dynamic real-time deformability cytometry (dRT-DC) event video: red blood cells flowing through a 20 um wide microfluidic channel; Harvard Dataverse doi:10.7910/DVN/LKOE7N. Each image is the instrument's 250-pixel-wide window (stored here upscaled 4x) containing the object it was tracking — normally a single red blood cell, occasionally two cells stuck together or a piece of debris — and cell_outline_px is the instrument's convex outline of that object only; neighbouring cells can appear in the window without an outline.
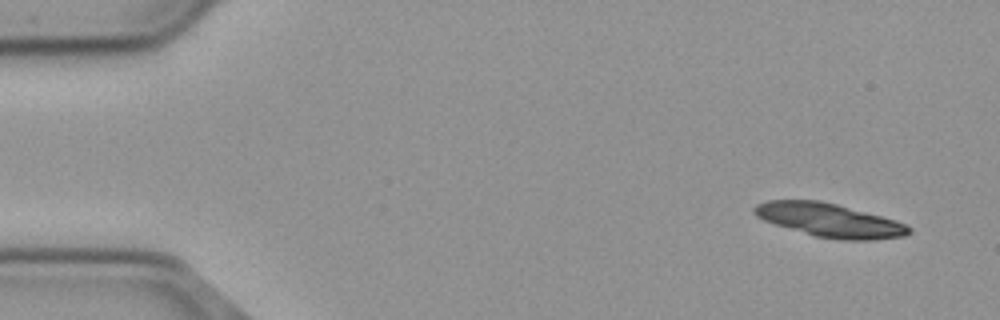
{"species": "common noctule bat (a hibernating species)", "species_latin": "Nyctalus noctula", "temperature_condition": "cold", "stored_images_in_passage": 53, "camera_frame_rate_fps": 3000, "um_per_image_px": 0.085, "animal": {"sex": "male", "body_mass_g": 23.1, "forearm_length_mm": 52.7}, "frame": {"image": 1, "passage_image": 1, "time_ms": 0.0, "image_size_px": [1000, 320], "cell_outline_px": [[912, 232], [904, 236], [872, 240], [844, 240], [816, 236], [776, 224], [764, 220], [756, 216], [752, 212], [752, 208], [756, 204], [768, 200], [820, 200], [836, 204], [896, 220], [908, 224], [912, 228]], "centroid_in_image_um": [70.53, 18.71], "position_along_channel_um": 14.5, "area_um2": 30.11}}
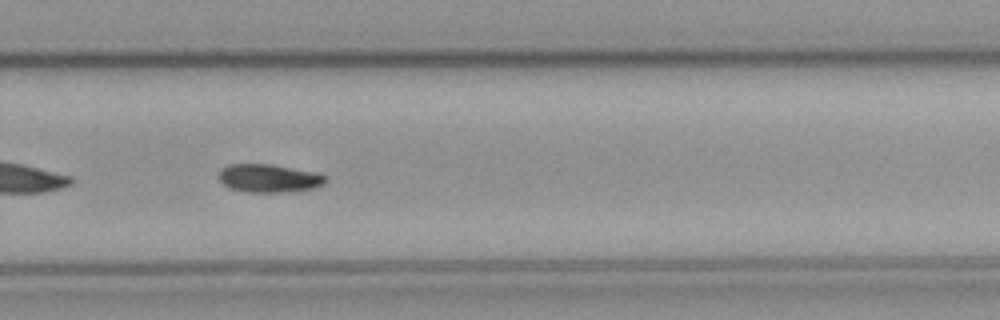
{"frame": {"image": 2, "passage_image": 35, "time_ms": 11.333, "image_size_px": [1000, 320], "cell_outline_px": [[328, 180], [324, 184], [316, 188], [284, 192], [244, 192], [228, 188], [220, 180], [220, 168], [228, 164], [272, 164], [320, 172]], "centroid_in_image_um": [22.89, 15.14], "position_along_channel_um": 306.9, "area_um2": 17.86}}
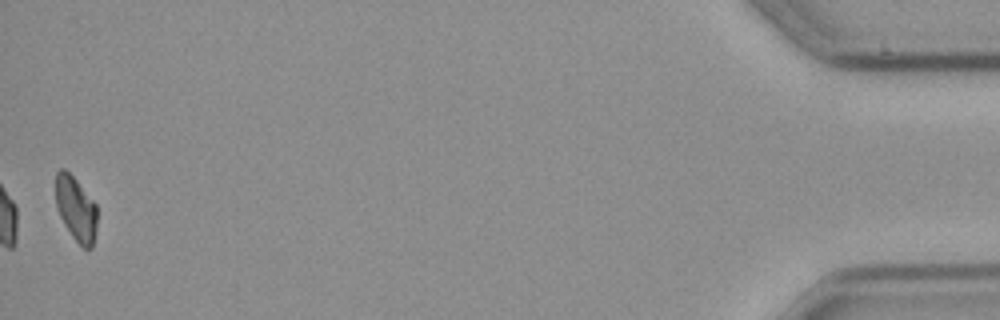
{"frame": {"image": 3, "passage_image": 53, "time_ms": 17.333, "image_size_px": [1000, 320], "cell_outline_px": [[96, 232], [92, 248], [84, 248], [72, 236], [64, 224], [60, 216], [56, 204], [56, 172], [60, 168], [64, 168], [76, 180], [96, 204]], "centroid_in_image_um": [6.45, 17.75], "position_along_channel_um": 428.7, "area_um2": 15.37}, "authors_computed_cell_mechanics": {"area_um2": 18.496, "velocity_mm_per_s": 3.6795, "shape_relaxation_time_tau1_ms": 3.2462, "shape_relaxation_time_tau2_ms": null, "deformation_change_tau1": 0.1028, "deformation_change_tau2": null}}